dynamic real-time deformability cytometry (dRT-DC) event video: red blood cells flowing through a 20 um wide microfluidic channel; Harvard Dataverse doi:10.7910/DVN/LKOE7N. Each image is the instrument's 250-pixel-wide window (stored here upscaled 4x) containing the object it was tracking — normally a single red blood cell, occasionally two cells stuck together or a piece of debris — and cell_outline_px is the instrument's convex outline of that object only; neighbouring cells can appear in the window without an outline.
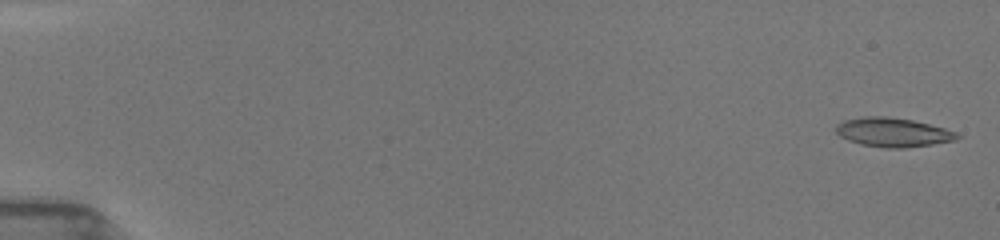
{"species": "common noctule bat (a hibernating species)", "species_latin": "Nyctalus noctula", "temperature_condition": "room temperature", "stored_images_in_passage": 24, "camera_frame_rate_fps": 3000, "um_per_image_px": 0.085, "animal": {"sex": "female", "body_mass_g": 19.5, "forearm_length_mm": 54.1}, "frame": {"image": 1, "passage_image": 2, "time_ms": 0.333, "image_size_px": [1000, 240], "cell_outline_px": [[960, 136], [956, 140], [932, 144], [904, 148], [884, 148], [860, 144], [848, 140], [840, 136], [836, 132], [836, 124], [844, 120], [864, 116], [888, 116], [912, 120], [944, 128], [956, 132]], "centroid_in_image_um": [75.87, 11.24], "position_along_channel_um": 9.1, "area_um2": 20.52}}
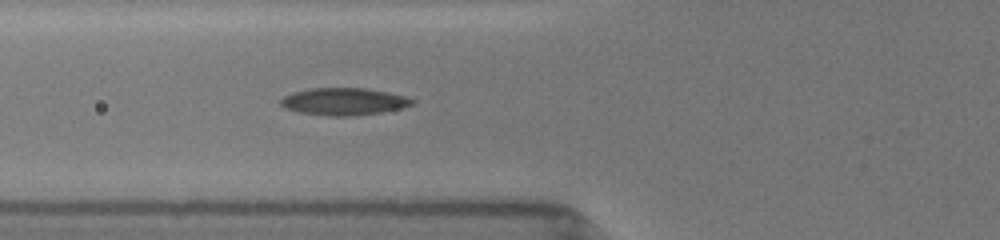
{"frame": {"image": 2, "passage_image": 24, "time_ms": 6.667, "image_size_px": [1000, 240], "cell_outline_px": [[416, 100], [412, 104], [404, 108], [380, 112], [352, 116], [328, 116], [300, 112], [284, 108], [280, 104], [280, 100], [284, 96], [292, 92], [312, 88], [364, 88], [388, 92], [404, 96]], "centroid_in_image_um": [29.22, 8.63], "position_along_channel_um": 96.6, "area_um2": 20.87}}